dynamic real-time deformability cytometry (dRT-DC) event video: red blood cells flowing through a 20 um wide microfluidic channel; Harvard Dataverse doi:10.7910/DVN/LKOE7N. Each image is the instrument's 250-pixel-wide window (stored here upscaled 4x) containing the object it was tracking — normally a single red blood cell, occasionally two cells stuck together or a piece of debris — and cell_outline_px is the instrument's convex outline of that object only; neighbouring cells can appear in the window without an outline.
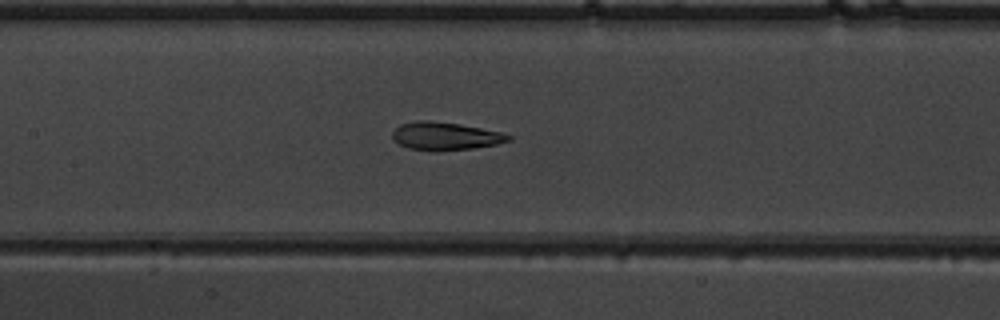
{"species": "common noctule bat (a hibernating species)", "species_latin": "Nyctalus noctula", "temperature_condition": "warm", "stored_images_in_passage": 45, "camera_frame_rate_fps": 3000, "um_per_image_px": 0.085, "animal": {"sex": "male", "body_mass_g": 19.5, "forearm_length_mm": 54.6}, "frame": {"image": 1, "passage_image": 19, "time_ms": 6.0, "image_size_px": [1000, 320], "cell_outline_px": [[512, 140], [496, 144], [472, 148], [436, 152], [432, 152], [408, 148], [392, 140], [392, 132], [400, 124], [416, 120], [428, 120], [460, 124], [500, 132], [512, 136]], "centroid_in_image_um": [37.81, 11.58], "position_along_channel_um": 169.6, "area_um2": 19.07}}
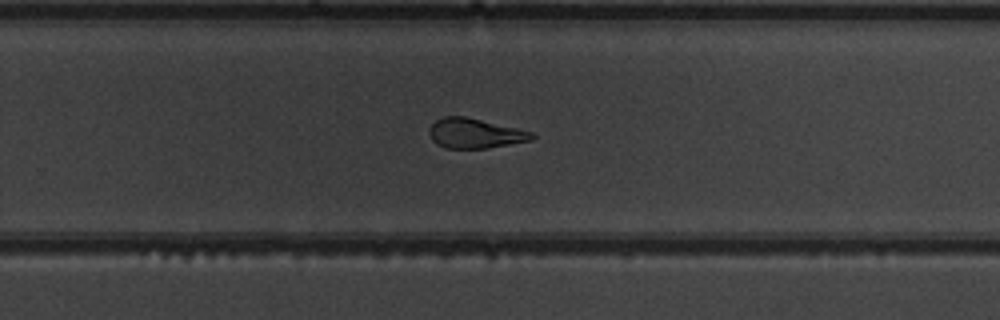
{"frame": {"image": 2, "passage_image": 28, "time_ms": 9.0, "image_size_px": [1000, 320], "cell_outline_px": [[536, 136], [532, 140], [488, 148], [444, 148], [436, 144], [432, 140], [428, 132], [428, 128], [436, 120], [444, 116], [468, 116], [532, 132]], "centroid_in_image_um": [40.34, 11.33], "position_along_channel_um": 289.5, "area_um2": 17.98}}
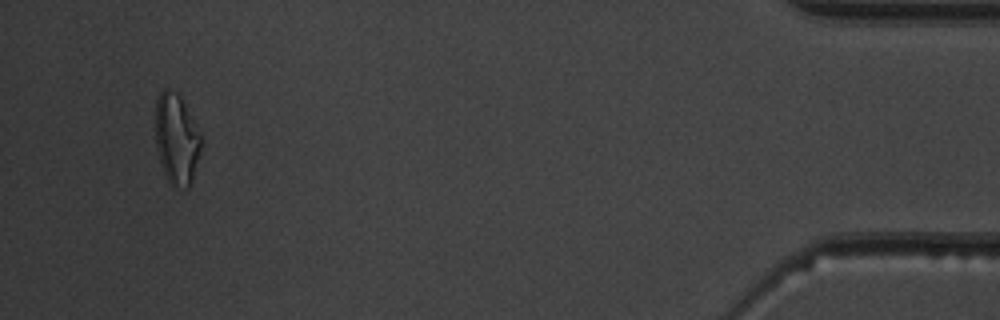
{"frame": {"image": 3, "passage_image": 43, "time_ms": 14.0, "image_size_px": [1000, 320], "cell_outline_px": [[200, 148], [192, 180], [188, 188], [184, 188], [172, 184], [168, 180], [164, 172], [156, 148], [152, 116], [156, 100], [160, 92], [164, 88], [168, 88], [176, 92], [180, 96], [200, 132]], "centroid_in_image_um": [14.94, 11.74], "position_along_channel_um": 420.3, "area_um2": 24.33}, "authors_computed_cell_mechanics": {"area_um2": 19.941, "velocity_mm_per_s": 4.0125, "shape_relaxation_time_tau1_ms": null, "shape_relaxation_time_tau2_ms": 2.6676, "deformation_change_tau1": null, "deformation_change_tau2": 0.1159}}